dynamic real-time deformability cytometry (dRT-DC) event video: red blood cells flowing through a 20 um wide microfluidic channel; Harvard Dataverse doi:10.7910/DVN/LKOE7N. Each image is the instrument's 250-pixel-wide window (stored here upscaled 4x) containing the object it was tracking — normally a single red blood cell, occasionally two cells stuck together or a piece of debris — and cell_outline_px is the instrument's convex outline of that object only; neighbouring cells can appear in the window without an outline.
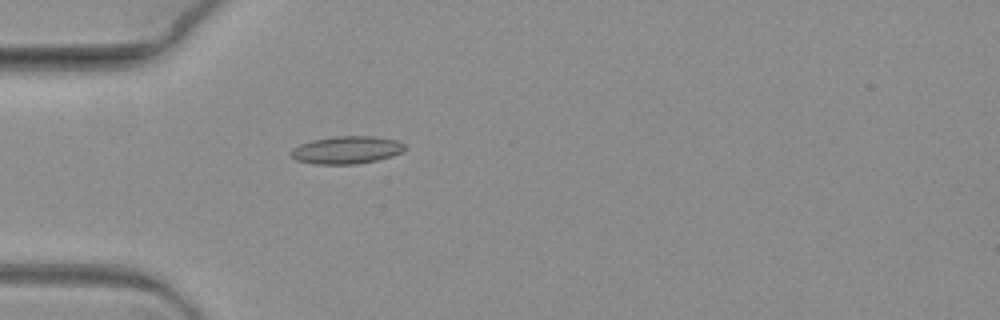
{"species": "common noctule bat (a hibernating species)", "species_latin": "Nyctalus noctula", "temperature_condition": "warm", "stored_images_in_passage": 11, "camera_frame_rate_fps": 3000, "um_per_image_px": 0.085, "animal": {"sex": "female", "body_mass_g": 19.3, "forearm_length_mm": 54.1}, "frame": {"image": 1, "passage_image": 5, "time_ms": 1.333, "image_size_px": [1000, 320], "cell_outline_px": [[404, 148], [400, 152], [392, 156], [376, 160], [356, 164], [316, 164], [296, 160], [288, 152], [292, 148], [300, 144], [312, 140], [332, 136], [376, 136], [396, 140], [404, 144]], "centroid_in_image_um": [29.42, 12.74], "position_along_channel_um": 55.6, "area_um2": 18.32}}
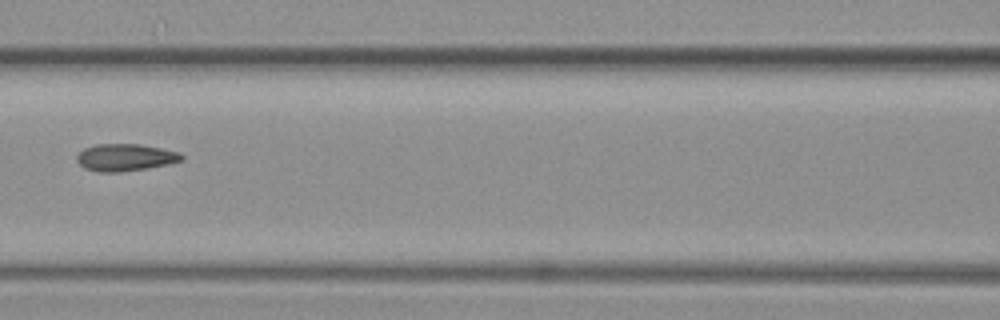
{"frame": {"image": 2, "passage_image": 8, "time_ms": 2.333, "image_size_px": [1000, 320], "cell_outline_px": [[184, 160], [168, 164], [120, 172], [96, 172], [84, 168], [76, 160], [76, 156], [84, 148], [96, 144], [140, 144], [180, 152], [184, 156]], "centroid_in_image_um": [10.64, 13.38], "position_along_channel_um": 156.0, "area_um2": 16.59}}
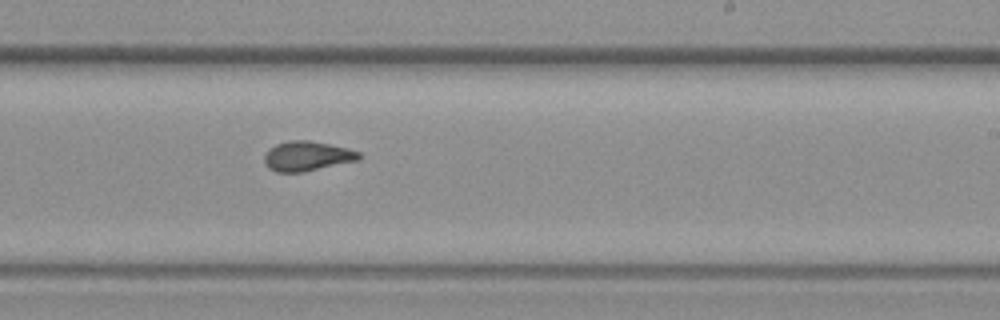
{"frame": {"image": 3, "passage_image": 11, "time_ms": 3.333, "image_size_px": [1000, 320], "cell_outline_px": [[360, 160], [304, 172], [276, 172], [268, 168], [264, 164], [264, 156], [276, 144], [292, 140], [308, 140], [328, 144], [360, 152]], "centroid_in_image_um": [26.1, 13.29], "position_along_channel_um": 262.9, "area_um2": 16.24}}